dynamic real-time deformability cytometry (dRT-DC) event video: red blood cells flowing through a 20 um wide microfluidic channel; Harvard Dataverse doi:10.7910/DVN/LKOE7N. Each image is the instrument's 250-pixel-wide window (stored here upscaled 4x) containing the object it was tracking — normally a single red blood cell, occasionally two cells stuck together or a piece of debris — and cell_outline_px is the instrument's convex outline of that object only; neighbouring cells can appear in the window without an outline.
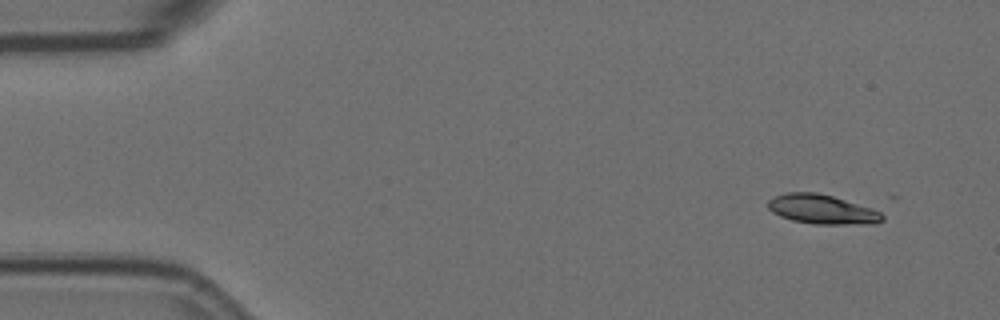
{"species": "Egyptian fruit bat (a non-hibernating species)", "species_latin": "Rousettus aegyptiacus", "temperature_condition": "room temperature", "stored_images_in_passage": 4, "camera_frame_rate_fps": 3000, "um_per_image_px": 0.085, "animal": {"sex": "female"}, "frame": {"image": 1, "passage_image": 1, "time_ms": 0.0, "image_size_px": [1000, 320], "cell_outline_px": [[884, 220], [876, 224], [816, 224], [792, 220], [780, 216], [772, 212], [768, 208], [768, 200], [772, 196], [784, 192], [816, 192], [832, 196], [872, 208], [880, 212], [884, 216]], "centroid_in_image_um": [69.86, 17.79], "position_along_channel_um": 15.1, "area_um2": 19.71}}